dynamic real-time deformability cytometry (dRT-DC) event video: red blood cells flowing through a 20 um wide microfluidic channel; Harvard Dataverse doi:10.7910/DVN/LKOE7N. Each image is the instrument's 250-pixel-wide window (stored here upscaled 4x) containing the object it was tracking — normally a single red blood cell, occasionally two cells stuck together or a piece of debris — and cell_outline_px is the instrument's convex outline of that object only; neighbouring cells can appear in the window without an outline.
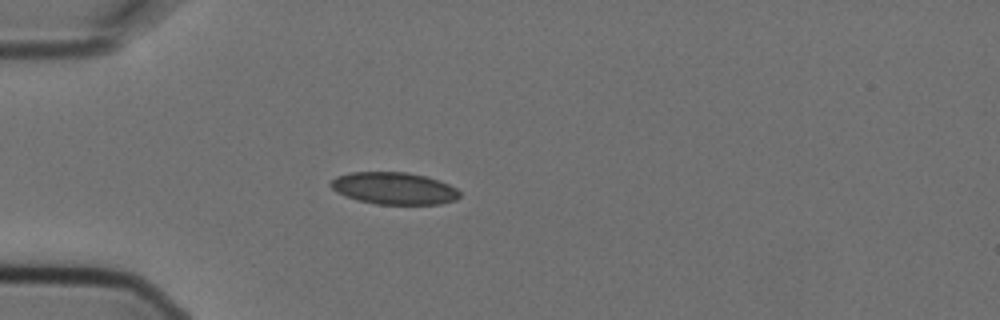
{"species": "Egyptian fruit bat (a non-hibernating species)", "species_latin": "Rousettus aegyptiacus", "temperature_condition": "cold", "stored_images_in_passage": 4, "camera_frame_rate_fps": 3000, "um_per_image_px": 0.085, "animal": {"sex": "female"}, "frame": {"image": 1, "passage_image": 4, "time_ms": 1.0, "image_size_px": [1000, 320], "cell_outline_px": [[460, 196], [456, 200], [440, 204], [376, 204], [356, 200], [344, 196], [336, 192], [328, 184], [336, 176], [352, 172], [404, 172], [424, 176], [448, 184], [456, 188], [460, 192]], "centroid_in_image_um": [33.45, 16.02], "position_along_channel_um": 51.5, "area_um2": 24.1}}